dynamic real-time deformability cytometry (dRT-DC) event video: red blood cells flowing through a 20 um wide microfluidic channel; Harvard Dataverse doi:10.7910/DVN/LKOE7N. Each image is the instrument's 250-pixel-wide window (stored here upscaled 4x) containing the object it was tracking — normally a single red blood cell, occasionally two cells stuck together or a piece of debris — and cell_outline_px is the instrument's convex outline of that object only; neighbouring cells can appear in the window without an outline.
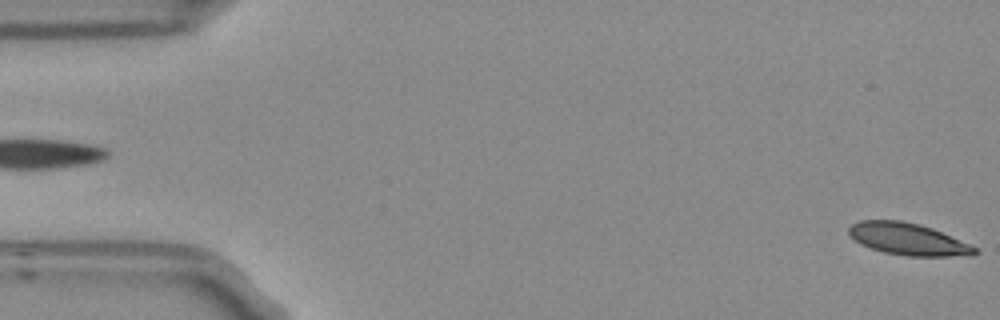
{"species": "Egyptian fruit bat (a non-hibernating species)", "species_latin": "Rousettus aegyptiacus", "temperature_condition": "room temperature", "stored_images_in_passage": 4, "segment_of_instrument_passage": [2, 2], "camera_frame_rate_fps": 3000, "um_per_image_px": 0.085, "frame": {"image": 1, "passage_image": 4, "time_ms": 1.0, "image_size_px": [1000, 320], "cell_outline_px": [[980, 252], [972, 256], [908, 256], [884, 252], [860, 244], [848, 232], [848, 228], [852, 224], [860, 220], [900, 220], [932, 228], [968, 244], [976, 248]], "centroid_in_image_um": [77.18, 20.33], "position_along_channel_um": 7.8, "area_um2": 23.18}}